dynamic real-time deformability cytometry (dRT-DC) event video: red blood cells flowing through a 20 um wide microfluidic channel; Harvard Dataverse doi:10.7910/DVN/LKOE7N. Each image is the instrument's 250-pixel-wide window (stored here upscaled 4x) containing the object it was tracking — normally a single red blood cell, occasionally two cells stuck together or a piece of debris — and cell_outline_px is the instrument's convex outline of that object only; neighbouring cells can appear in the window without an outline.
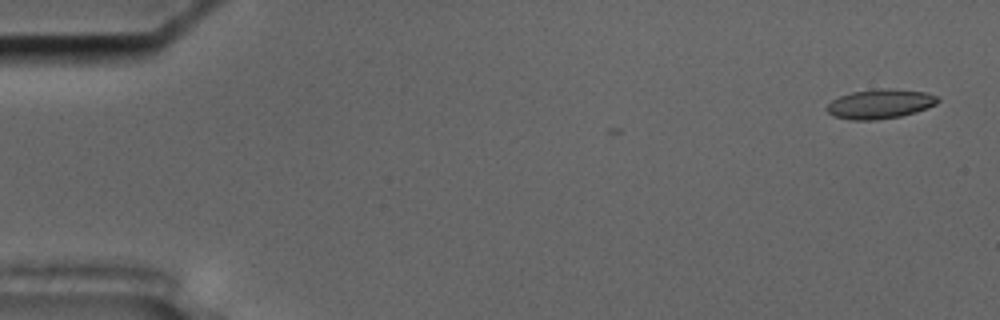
{"species": "common noctule bat (a hibernating species)", "species_latin": "Nyctalus noctula", "temperature_condition": "cold", "stored_images_in_passage": 4, "camera_frame_rate_fps": 3000, "um_per_image_px": 0.085, "animal": {"sex": "male", "body_mass_g": 17.5, "forearm_length_mm": 52.3}, "frame": {"image": 1, "passage_image": 1, "time_ms": 0.0, "image_size_px": [1000, 320], "cell_outline_px": [[940, 100], [936, 104], [928, 108], [916, 112], [900, 116], [876, 120], [852, 120], [832, 116], [824, 108], [832, 100], [840, 96], [852, 92], [876, 88], [892, 88], [924, 92], [936, 96]], "centroid_in_image_um": [74.79, 8.83], "position_along_channel_um": 10.2, "area_um2": 19.19}}